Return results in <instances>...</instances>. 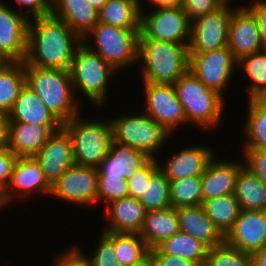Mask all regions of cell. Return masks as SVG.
Segmentation results:
<instances>
[{"label": "cell", "instance_id": "6da1fadb", "mask_svg": "<svg viewBox=\"0 0 266 266\" xmlns=\"http://www.w3.org/2000/svg\"><path fill=\"white\" fill-rule=\"evenodd\" d=\"M82 38L52 14L30 19L24 66L69 71Z\"/></svg>", "mask_w": 266, "mask_h": 266}, {"label": "cell", "instance_id": "7a4b0ae2", "mask_svg": "<svg viewBox=\"0 0 266 266\" xmlns=\"http://www.w3.org/2000/svg\"><path fill=\"white\" fill-rule=\"evenodd\" d=\"M69 71L77 101L84 104L81 99L85 97L87 103H91L97 109L96 112L101 113L104 107L108 110V93L111 90L109 87H112L109 83L119 73L84 43L77 47Z\"/></svg>", "mask_w": 266, "mask_h": 266}, {"label": "cell", "instance_id": "3957f363", "mask_svg": "<svg viewBox=\"0 0 266 266\" xmlns=\"http://www.w3.org/2000/svg\"><path fill=\"white\" fill-rule=\"evenodd\" d=\"M138 63L140 83L174 84L188 71V44L139 39Z\"/></svg>", "mask_w": 266, "mask_h": 266}, {"label": "cell", "instance_id": "277c9868", "mask_svg": "<svg viewBox=\"0 0 266 266\" xmlns=\"http://www.w3.org/2000/svg\"><path fill=\"white\" fill-rule=\"evenodd\" d=\"M28 85L63 125L82 112L74 93L70 71L25 66Z\"/></svg>", "mask_w": 266, "mask_h": 266}, {"label": "cell", "instance_id": "5b68a950", "mask_svg": "<svg viewBox=\"0 0 266 266\" xmlns=\"http://www.w3.org/2000/svg\"><path fill=\"white\" fill-rule=\"evenodd\" d=\"M173 85L178 101L183 106L187 126L200 127V131L212 129L215 132L222 126L227 103L220 94L208 88L189 70Z\"/></svg>", "mask_w": 266, "mask_h": 266}, {"label": "cell", "instance_id": "8992f818", "mask_svg": "<svg viewBox=\"0 0 266 266\" xmlns=\"http://www.w3.org/2000/svg\"><path fill=\"white\" fill-rule=\"evenodd\" d=\"M135 110L124 111L126 114H115L109 118L113 141L133 147L151 159H157L158 154L161 155L165 147L168 148L167 141L168 144L169 142L173 144L170 141L173 136L142 110L141 112L138 109Z\"/></svg>", "mask_w": 266, "mask_h": 266}, {"label": "cell", "instance_id": "52a82bcc", "mask_svg": "<svg viewBox=\"0 0 266 266\" xmlns=\"http://www.w3.org/2000/svg\"><path fill=\"white\" fill-rule=\"evenodd\" d=\"M78 113L63 127L72 140L74 164L97 168L109 154L113 133L108 116L104 119L94 114V118L81 117ZM96 116V117H95Z\"/></svg>", "mask_w": 266, "mask_h": 266}, {"label": "cell", "instance_id": "ba28073f", "mask_svg": "<svg viewBox=\"0 0 266 266\" xmlns=\"http://www.w3.org/2000/svg\"><path fill=\"white\" fill-rule=\"evenodd\" d=\"M139 37L140 30L123 29L98 22L83 36L82 43L121 74L120 71L125 68L129 72V68L138 64Z\"/></svg>", "mask_w": 266, "mask_h": 266}, {"label": "cell", "instance_id": "9c48e42d", "mask_svg": "<svg viewBox=\"0 0 266 266\" xmlns=\"http://www.w3.org/2000/svg\"><path fill=\"white\" fill-rule=\"evenodd\" d=\"M141 84L143 91L140 95L142 94L145 103H142L143 108L140 110L158 122L173 137L179 133L180 128L186 129L187 118L182 104L178 101L174 85L151 82Z\"/></svg>", "mask_w": 266, "mask_h": 266}, {"label": "cell", "instance_id": "30bf717a", "mask_svg": "<svg viewBox=\"0 0 266 266\" xmlns=\"http://www.w3.org/2000/svg\"><path fill=\"white\" fill-rule=\"evenodd\" d=\"M190 31L191 22L182 7H151L148 11L141 10L139 39L189 44Z\"/></svg>", "mask_w": 266, "mask_h": 266}, {"label": "cell", "instance_id": "8fae6325", "mask_svg": "<svg viewBox=\"0 0 266 266\" xmlns=\"http://www.w3.org/2000/svg\"><path fill=\"white\" fill-rule=\"evenodd\" d=\"M188 70L225 100L226 91L237 70V60L228 47L204 53H189ZM234 74V75H233ZM230 80L232 81L230 83Z\"/></svg>", "mask_w": 266, "mask_h": 266}, {"label": "cell", "instance_id": "7c38bea8", "mask_svg": "<svg viewBox=\"0 0 266 266\" xmlns=\"http://www.w3.org/2000/svg\"><path fill=\"white\" fill-rule=\"evenodd\" d=\"M97 187V168L74 164L51 186L50 196L81 210L91 209L97 206Z\"/></svg>", "mask_w": 266, "mask_h": 266}, {"label": "cell", "instance_id": "4fadbf2b", "mask_svg": "<svg viewBox=\"0 0 266 266\" xmlns=\"http://www.w3.org/2000/svg\"><path fill=\"white\" fill-rule=\"evenodd\" d=\"M236 6L226 1L218 9L191 23L189 53H204L227 47L228 26L232 10Z\"/></svg>", "mask_w": 266, "mask_h": 266}, {"label": "cell", "instance_id": "5bb4252c", "mask_svg": "<svg viewBox=\"0 0 266 266\" xmlns=\"http://www.w3.org/2000/svg\"><path fill=\"white\" fill-rule=\"evenodd\" d=\"M183 146H179L175 152H170V156L167 154V159L160 156L157 158L159 169L169 181L202 176L209 162L218 154L215 152L217 149L215 150V147H211L208 144L200 143V145H195L193 143L191 145L190 143L186 146L185 143ZM164 159L166 160L163 161Z\"/></svg>", "mask_w": 266, "mask_h": 266}, {"label": "cell", "instance_id": "9a60e30c", "mask_svg": "<svg viewBox=\"0 0 266 266\" xmlns=\"http://www.w3.org/2000/svg\"><path fill=\"white\" fill-rule=\"evenodd\" d=\"M4 193L7 203L12 206L16 200L17 203L21 200L26 201L28 198L30 200V198H35L34 195L37 194H44V196L49 197L51 185L45 179L40 165L33 156L18 157Z\"/></svg>", "mask_w": 266, "mask_h": 266}, {"label": "cell", "instance_id": "2e32d148", "mask_svg": "<svg viewBox=\"0 0 266 266\" xmlns=\"http://www.w3.org/2000/svg\"><path fill=\"white\" fill-rule=\"evenodd\" d=\"M28 21L12 5L0 1V55L7 62L25 61Z\"/></svg>", "mask_w": 266, "mask_h": 266}, {"label": "cell", "instance_id": "e0dca14e", "mask_svg": "<svg viewBox=\"0 0 266 266\" xmlns=\"http://www.w3.org/2000/svg\"><path fill=\"white\" fill-rule=\"evenodd\" d=\"M33 157L40 165L45 179L52 186L74 165L70 134L62 126Z\"/></svg>", "mask_w": 266, "mask_h": 266}, {"label": "cell", "instance_id": "ac0fdd59", "mask_svg": "<svg viewBox=\"0 0 266 266\" xmlns=\"http://www.w3.org/2000/svg\"><path fill=\"white\" fill-rule=\"evenodd\" d=\"M227 47L236 60L264 50L257 21L243 4L232 10Z\"/></svg>", "mask_w": 266, "mask_h": 266}, {"label": "cell", "instance_id": "d6986e66", "mask_svg": "<svg viewBox=\"0 0 266 266\" xmlns=\"http://www.w3.org/2000/svg\"><path fill=\"white\" fill-rule=\"evenodd\" d=\"M224 241L250 254L261 250L266 246V211L241 210Z\"/></svg>", "mask_w": 266, "mask_h": 266}, {"label": "cell", "instance_id": "ffe728a7", "mask_svg": "<svg viewBox=\"0 0 266 266\" xmlns=\"http://www.w3.org/2000/svg\"><path fill=\"white\" fill-rule=\"evenodd\" d=\"M217 157V158H216ZM221 159L218 155L209 162L202 174V203L208 199L234 194L236 179L243 161Z\"/></svg>", "mask_w": 266, "mask_h": 266}, {"label": "cell", "instance_id": "44dd1931", "mask_svg": "<svg viewBox=\"0 0 266 266\" xmlns=\"http://www.w3.org/2000/svg\"><path fill=\"white\" fill-rule=\"evenodd\" d=\"M146 212L139 199L131 196L114 200L103 209L106 224L102 226L101 231L139 234Z\"/></svg>", "mask_w": 266, "mask_h": 266}, {"label": "cell", "instance_id": "7402d4cb", "mask_svg": "<svg viewBox=\"0 0 266 266\" xmlns=\"http://www.w3.org/2000/svg\"><path fill=\"white\" fill-rule=\"evenodd\" d=\"M62 126L9 122L7 146L17 157L34 156Z\"/></svg>", "mask_w": 266, "mask_h": 266}, {"label": "cell", "instance_id": "603a6c76", "mask_svg": "<svg viewBox=\"0 0 266 266\" xmlns=\"http://www.w3.org/2000/svg\"><path fill=\"white\" fill-rule=\"evenodd\" d=\"M151 158L133 147L112 142L109 154L97 167L98 177L134 176Z\"/></svg>", "mask_w": 266, "mask_h": 266}, {"label": "cell", "instance_id": "cb8c5ba5", "mask_svg": "<svg viewBox=\"0 0 266 266\" xmlns=\"http://www.w3.org/2000/svg\"><path fill=\"white\" fill-rule=\"evenodd\" d=\"M176 213L179 231L192 235L208 248L224 242V236L207 217L202 204L176 208Z\"/></svg>", "mask_w": 266, "mask_h": 266}, {"label": "cell", "instance_id": "d4e9b609", "mask_svg": "<svg viewBox=\"0 0 266 266\" xmlns=\"http://www.w3.org/2000/svg\"><path fill=\"white\" fill-rule=\"evenodd\" d=\"M51 14L81 38L99 22L98 10L86 0H52Z\"/></svg>", "mask_w": 266, "mask_h": 266}, {"label": "cell", "instance_id": "484cf974", "mask_svg": "<svg viewBox=\"0 0 266 266\" xmlns=\"http://www.w3.org/2000/svg\"><path fill=\"white\" fill-rule=\"evenodd\" d=\"M8 119L9 122L62 125L28 85L21 90Z\"/></svg>", "mask_w": 266, "mask_h": 266}, {"label": "cell", "instance_id": "4316f807", "mask_svg": "<svg viewBox=\"0 0 266 266\" xmlns=\"http://www.w3.org/2000/svg\"><path fill=\"white\" fill-rule=\"evenodd\" d=\"M178 232L179 224L176 209L169 207L167 209L147 211L139 235L147 246L153 249Z\"/></svg>", "mask_w": 266, "mask_h": 266}, {"label": "cell", "instance_id": "83f0119b", "mask_svg": "<svg viewBox=\"0 0 266 266\" xmlns=\"http://www.w3.org/2000/svg\"><path fill=\"white\" fill-rule=\"evenodd\" d=\"M98 14L100 23L129 30L141 29L138 0H107Z\"/></svg>", "mask_w": 266, "mask_h": 266}, {"label": "cell", "instance_id": "f1b7e54d", "mask_svg": "<svg viewBox=\"0 0 266 266\" xmlns=\"http://www.w3.org/2000/svg\"><path fill=\"white\" fill-rule=\"evenodd\" d=\"M245 121H243V141L241 149L266 150V110L254 99H246Z\"/></svg>", "mask_w": 266, "mask_h": 266}, {"label": "cell", "instance_id": "f546056e", "mask_svg": "<svg viewBox=\"0 0 266 266\" xmlns=\"http://www.w3.org/2000/svg\"><path fill=\"white\" fill-rule=\"evenodd\" d=\"M234 195L242 210L266 211V185L245 166L238 173Z\"/></svg>", "mask_w": 266, "mask_h": 266}, {"label": "cell", "instance_id": "4dcf8cb0", "mask_svg": "<svg viewBox=\"0 0 266 266\" xmlns=\"http://www.w3.org/2000/svg\"><path fill=\"white\" fill-rule=\"evenodd\" d=\"M25 85L24 62H7L0 68V112H11Z\"/></svg>", "mask_w": 266, "mask_h": 266}, {"label": "cell", "instance_id": "1f68e13d", "mask_svg": "<svg viewBox=\"0 0 266 266\" xmlns=\"http://www.w3.org/2000/svg\"><path fill=\"white\" fill-rule=\"evenodd\" d=\"M207 217L225 237L241 212L234 194L208 199L202 203Z\"/></svg>", "mask_w": 266, "mask_h": 266}, {"label": "cell", "instance_id": "d6a6232c", "mask_svg": "<svg viewBox=\"0 0 266 266\" xmlns=\"http://www.w3.org/2000/svg\"><path fill=\"white\" fill-rule=\"evenodd\" d=\"M163 253L186 258L197 266H205L208 247L192 235L179 231L157 246Z\"/></svg>", "mask_w": 266, "mask_h": 266}, {"label": "cell", "instance_id": "836d02e7", "mask_svg": "<svg viewBox=\"0 0 266 266\" xmlns=\"http://www.w3.org/2000/svg\"><path fill=\"white\" fill-rule=\"evenodd\" d=\"M102 232L114 245L115 256L122 266H131L143 258L150 248L136 233Z\"/></svg>", "mask_w": 266, "mask_h": 266}, {"label": "cell", "instance_id": "e575fe53", "mask_svg": "<svg viewBox=\"0 0 266 266\" xmlns=\"http://www.w3.org/2000/svg\"><path fill=\"white\" fill-rule=\"evenodd\" d=\"M248 81L246 98H254L259 93L266 91V49L246 55L237 60V71Z\"/></svg>", "mask_w": 266, "mask_h": 266}, {"label": "cell", "instance_id": "d590c367", "mask_svg": "<svg viewBox=\"0 0 266 266\" xmlns=\"http://www.w3.org/2000/svg\"><path fill=\"white\" fill-rule=\"evenodd\" d=\"M139 201L146 211L171 207L169 180L160 169L151 176L149 181H145L144 195Z\"/></svg>", "mask_w": 266, "mask_h": 266}, {"label": "cell", "instance_id": "8d00e7d4", "mask_svg": "<svg viewBox=\"0 0 266 266\" xmlns=\"http://www.w3.org/2000/svg\"><path fill=\"white\" fill-rule=\"evenodd\" d=\"M171 207H188L202 204V177L192 176L169 181Z\"/></svg>", "mask_w": 266, "mask_h": 266}, {"label": "cell", "instance_id": "74e56055", "mask_svg": "<svg viewBox=\"0 0 266 266\" xmlns=\"http://www.w3.org/2000/svg\"><path fill=\"white\" fill-rule=\"evenodd\" d=\"M205 266H253V258L224 241L208 249Z\"/></svg>", "mask_w": 266, "mask_h": 266}, {"label": "cell", "instance_id": "f35d334b", "mask_svg": "<svg viewBox=\"0 0 266 266\" xmlns=\"http://www.w3.org/2000/svg\"><path fill=\"white\" fill-rule=\"evenodd\" d=\"M129 196L126 179L120 177H98L97 206L104 208L110 202Z\"/></svg>", "mask_w": 266, "mask_h": 266}, {"label": "cell", "instance_id": "ab89813d", "mask_svg": "<svg viewBox=\"0 0 266 266\" xmlns=\"http://www.w3.org/2000/svg\"><path fill=\"white\" fill-rule=\"evenodd\" d=\"M97 238L94 249L84 252L91 266H122L115 256L113 243L102 232Z\"/></svg>", "mask_w": 266, "mask_h": 266}, {"label": "cell", "instance_id": "60d3db41", "mask_svg": "<svg viewBox=\"0 0 266 266\" xmlns=\"http://www.w3.org/2000/svg\"><path fill=\"white\" fill-rule=\"evenodd\" d=\"M159 169L157 159H150L134 176L127 179L129 196L140 199L144 195L145 181Z\"/></svg>", "mask_w": 266, "mask_h": 266}, {"label": "cell", "instance_id": "b9f144b4", "mask_svg": "<svg viewBox=\"0 0 266 266\" xmlns=\"http://www.w3.org/2000/svg\"><path fill=\"white\" fill-rule=\"evenodd\" d=\"M82 247L77 242L72 243L63 252L58 253L52 258V266H91L89 259L84 254Z\"/></svg>", "mask_w": 266, "mask_h": 266}, {"label": "cell", "instance_id": "7bdbcfd3", "mask_svg": "<svg viewBox=\"0 0 266 266\" xmlns=\"http://www.w3.org/2000/svg\"><path fill=\"white\" fill-rule=\"evenodd\" d=\"M13 8L23 14L28 20L50 15L52 0H14ZM18 7V8H17Z\"/></svg>", "mask_w": 266, "mask_h": 266}, {"label": "cell", "instance_id": "ee69618b", "mask_svg": "<svg viewBox=\"0 0 266 266\" xmlns=\"http://www.w3.org/2000/svg\"><path fill=\"white\" fill-rule=\"evenodd\" d=\"M244 166L266 185V150L241 149Z\"/></svg>", "mask_w": 266, "mask_h": 266}, {"label": "cell", "instance_id": "f6af8a7d", "mask_svg": "<svg viewBox=\"0 0 266 266\" xmlns=\"http://www.w3.org/2000/svg\"><path fill=\"white\" fill-rule=\"evenodd\" d=\"M225 2L226 0H184L182 8L192 23L205 14L218 9Z\"/></svg>", "mask_w": 266, "mask_h": 266}, {"label": "cell", "instance_id": "bcb514c9", "mask_svg": "<svg viewBox=\"0 0 266 266\" xmlns=\"http://www.w3.org/2000/svg\"><path fill=\"white\" fill-rule=\"evenodd\" d=\"M18 157L8 148H0V188L5 192L11 177L13 166Z\"/></svg>", "mask_w": 266, "mask_h": 266}, {"label": "cell", "instance_id": "7dc6e473", "mask_svg": "<svg viewBox=\"0 0 266 266\" xmlns=\"http://www.w3.org/2000/svg\"><path fill=\"white\" fill-rule=\"evenodd\" d=\"M255 17L261 41L264 49H266V0H250L243 4Z\"/></svg>", "mask_w": 266, "mask_h": 266}, {"label": "cell", "instance_id": "c3c4849f", "mask_svg": "<svg viewBox=\"0 0 266 266\" xmlns=\"http://www.w3.org/2000/svg\"><path fill=\"white\" fill-rule=\"evenodd\" d=\"M150 251L153 255L154 266H197L186 258L163 253L158 247Z\"/></svg>", "mask_w": 266, "mask_h": 266}, {"label": "cell", "instance_id": "681fc988", "mask_svg": "<svg viewBox=\"0 0 266 266\" xmlns=\"http://www.w3.org/2000/svg\"><path fill=\"white\" fill-rule=\"evenodd\" d=\"M140 9L151 7H182L184 0H138ZM147 3V4H146Z\"/></svg>", "mask_w": 266, "mask_h": 266}, {"label": "cell", "instance_id": "f907efd6", "mask_svg": "<svg viewBox=\"0 0 266 266\" xmlns=\"http://www.w3.org/2000/svg\"><path fill=\"white\" fill-rule=\"evenodd\" d=\"M8 115L0 112V148L8 144Z\"/></svg>", "mask_w": 266, "mask_h": 266}, {"label": "cell", "instance_id": "816d5d0a", "mask_svg": "<svg viewBox=\"0 0 266 266\" xmlns=\"http://www.w3.org/2000/svg\"><path fill=\"white\" fill-rule=\"evenodd\" d=\"M253 266H266V246L252 254Z\"/></svg>", "mask_w": 266, "mask_h": 266}, {"label": "cell", "instance_id": "f5cc1de1", "mask_svg": "<svg viewBox=\"0 0 266 266\" xmlns=\"http://www.w3.org/2000/svg\"><path fill=\"white\" fill-rule=\"evenodd\" d=\"M131 266H154L152 252L149 251L143 258L134 262Z\"/></svg>", "mask_w": 266, "mask_h": 266}, {"label": "cell", "instance_id": "db71d44e", "mask_svg": "<svg viewBox=\"0 0 266 266\" xmlns=\"http://www.w3.org/2000/svg\"><path fill=\"white\" fill-rule=\"evenodd\" d=\"M254 99L266 110V91L259 93Z\"/></svg>", "mask_w": 266, "mask_h": 266}, {"label": "cell", "instance_id": "11a10c76", "mask_svg": "<svg viewBox=\"0 0 266 266\" xmlns=\"http://www.w3.org/2000/svg\"><path fill=\"white\" fill-rule=\"evenodd\" d=\"M86 1H88L98 11L107 2V0H86Z\"/></svg>", "mask_w": 266, "mask_h": 266}, {"label": "cell", "instance_id": "9f6ffc18", "mask_svg": "<svg viewBox=\"0 0 266 266\" xmlns=\"http://www.w3.org/2000/svg\"><path fill=\"white\" fill-rule=\"evenodd\" d=\"M6 207H9V204L6 201L4 191L0 188V212H2L1 210Z\"/></svg>", "mask_w": 266, "mask_h": 266}, {"label": "cell", "instance_id": "6f0895ef", "mask_svg": "<svg viewBox=\"0 0 266 266\" xmlns=\"http://www.w3.org/2000/svg\"><path fill=\"white\" fill-rule=\"evenodd\" d=\"M7 63V61L0 55V68Z\"/></svg>", "mask_w": 266, "mask_h": 266}]
</instances>
